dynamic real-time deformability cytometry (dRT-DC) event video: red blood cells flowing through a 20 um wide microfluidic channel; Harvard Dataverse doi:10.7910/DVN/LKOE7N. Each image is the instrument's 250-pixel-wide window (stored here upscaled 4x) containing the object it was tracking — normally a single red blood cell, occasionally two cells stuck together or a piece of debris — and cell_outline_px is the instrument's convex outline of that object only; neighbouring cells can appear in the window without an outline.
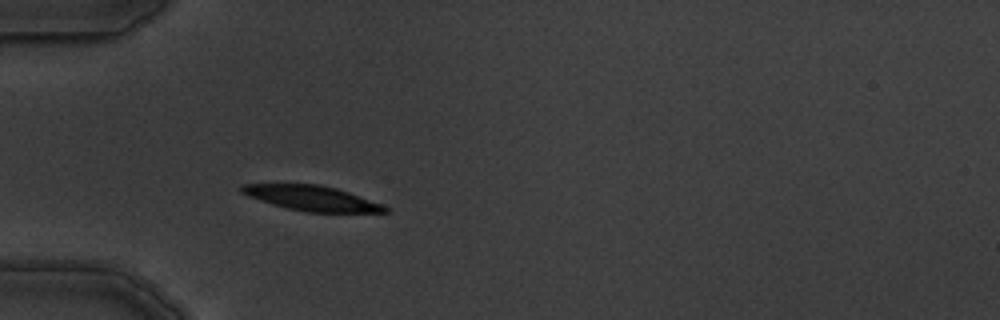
{"species": "common noctule bat (a hibernating species)", "species_latin": "Nyctalus noctula", "temperature_condition": "warm", "stored_images_in_passage": 3, "camera_frame_rate_fps": 3000, "um_per_image_px": 0.085, "animal": {"sex": "male", "body_mass_g": 19.5, "forearm_length_mm": 54.6}, "frame": {"image": 1, "passage_image": 3, "time_ms": 2.333, "image_size_px": [1000, 320], "cell_outline_px": [[388, 212], [308, 212], [288, 208], [272, 204], [248, 196], [240, 192], [240, 184], [320, 184], [336, 188], [348, 192], [380, 204], [388, 208]], "centroid_in_image_um": [26.45, 16.83], "position_along_channel_um": 58.6, "area_um2": 20.58}}